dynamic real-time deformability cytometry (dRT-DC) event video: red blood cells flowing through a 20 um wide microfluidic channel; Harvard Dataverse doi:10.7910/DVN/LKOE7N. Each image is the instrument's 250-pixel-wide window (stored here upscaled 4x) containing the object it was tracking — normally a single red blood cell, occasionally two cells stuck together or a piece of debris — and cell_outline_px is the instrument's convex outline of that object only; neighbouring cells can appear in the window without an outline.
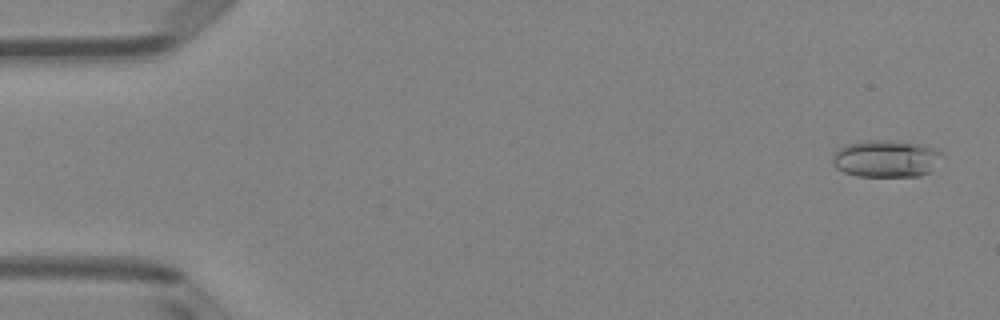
{"species": "Egyptian fruit bat (a non-hibernating species)", "species_latin": "Rousettus aegyptiacus", "temperature_condition": "room temperature", "stored_images_in_passage": 50, "camera_frame_rate_fps": 3000, "um_per_image_px": 0.085, "animal": {"sex": "female"}, "frame": {"image": 1, "passage_image": 2, "time_ms": 0.333, "image_size_px": [1000, 320], "cell_outline_px": [[940, 152], [932, 172], [920, 176], [856, 176], [844, 172], [836, 168], [832, 164], [832, 156], [840, 148], [848, 144], [868, 140], [900, 140], [924, 144]], "centroid_in_image_um": [75.29, 13.48], "position_along_channel_um": 9.7, "area_um2": 23.7}}
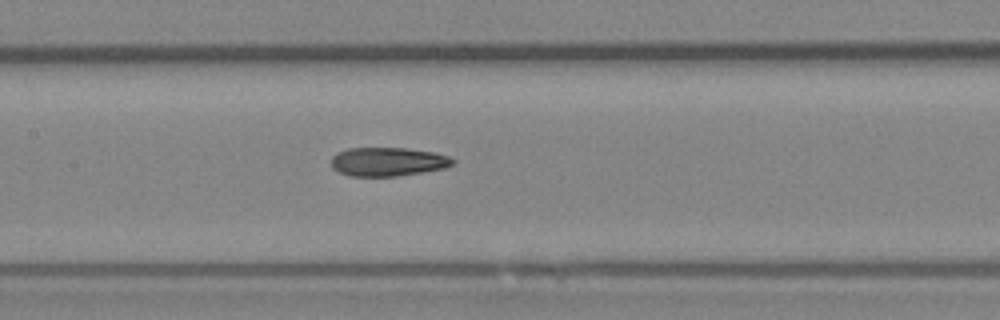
{"frame": {"image": 2, "passage_image": 24, "time_ms": 7.667, "image_size_px": [1000, 320], "cell_outline_px": [[456, 160], [452, 164], [444, 168], [396, 176], [348, 176], [332, 168], [332, 156], [336, 152], [348, 148], [404, 148], [436, 152], [448, 156]], "centroid_in_image_um": [32.95, 13.74], "position_along_channel_um": 174.5, "area_um2": 20.35}}
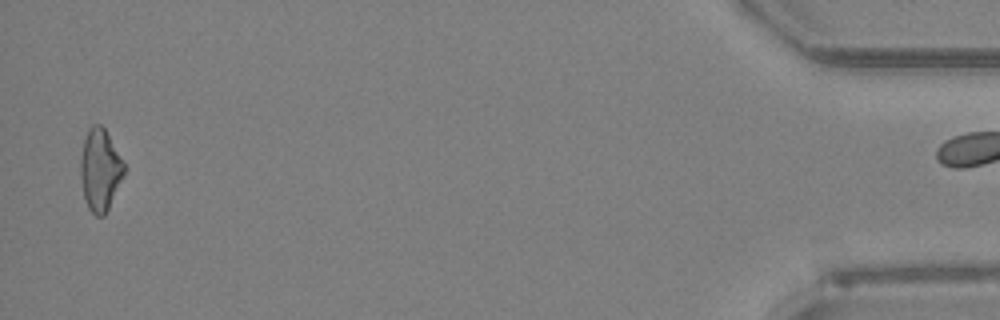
{"frame": {"image": 3, "passage_image": 49, "time_ms": 16.0, "image_size_px": [1000, 320], "cell_outline_px": [[124, 176], [104, 216], [96, 216], [88, 208], [84, 196], [80, 176], [80, 156], [84, 140], [88, 128], [92, 124], [100, 124], [104, 128], [124, 164]], "centroid_in_image_um": [8.48, 14.44], "position_along_channel_um": 426.7, "area_um2": 20.58}, "authors_computed_cell_mechanics": {"area_um2": 20.9814, "velocity_mm_per_s": 4.0758, "shape_relaxation_time_tau1_ms": null, "shape_relaxation_time_tau2_ms": 2.8872, "deformation_change_tau1": null, "deformation_change_tau2": 0.1139}}